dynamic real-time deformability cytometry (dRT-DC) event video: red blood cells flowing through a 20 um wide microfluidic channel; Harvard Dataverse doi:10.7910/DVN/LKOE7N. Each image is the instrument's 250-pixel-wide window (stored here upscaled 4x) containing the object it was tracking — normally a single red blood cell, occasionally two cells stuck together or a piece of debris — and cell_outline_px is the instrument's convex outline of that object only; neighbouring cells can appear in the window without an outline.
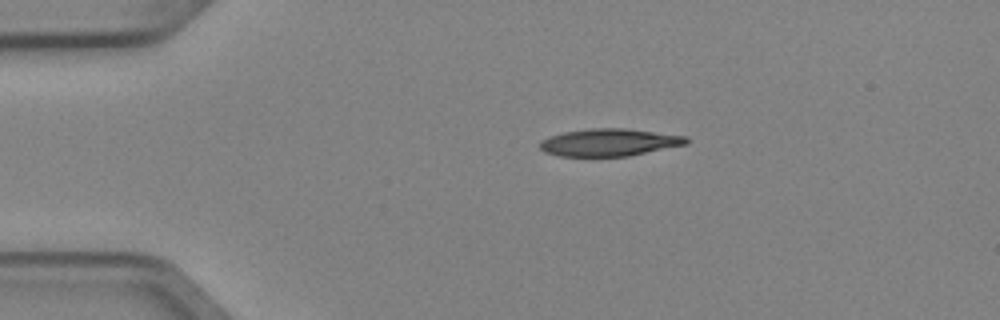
{"species": "Egyptian fruit bat (a non-hibernating species)", "species_latin": "Rousettus aegyptiacus", "temperature_condition": "cold", "stored_images_in_passage": 3, "camera_frame_rate_fps": 3000, "um_per_image_px": 0.085, "animal": {"sex": "female"}, "frame": {"image": 1, "passage_image": 2, "time_ms": 0.333, "image_size_px": [1000, 320], "cell_outline_px": [[688, 144], [628, 156], [560, 156], [544, 152], [540, 148], [540, 140], [548, 136], [564, 132], [592, 128], [624, 128], [688, 136]], "centroid_in_image_um": [51.78, 12.1], "position_along_channel_um": 33.2, "area_um2": 23.41}}